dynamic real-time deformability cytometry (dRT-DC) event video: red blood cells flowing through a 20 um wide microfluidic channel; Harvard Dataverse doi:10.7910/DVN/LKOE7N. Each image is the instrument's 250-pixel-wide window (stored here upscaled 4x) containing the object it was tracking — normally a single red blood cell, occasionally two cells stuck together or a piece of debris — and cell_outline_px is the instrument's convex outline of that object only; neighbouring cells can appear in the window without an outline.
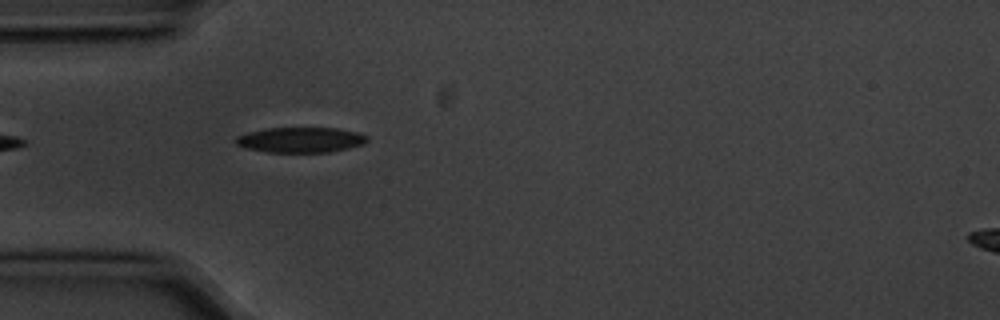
{"species": "common noctule bat (a hibernating species)", "species_latin": "Nyctalus noctula", "temperature_condition": "cold", "stored_images_in_passage": 5, "camera_frame_rate_fps": 3000, "um_per_image_px": 0.085, "animal": {"sex": "male", "body_mass_g": 20.1, "forearm_length_mm": 53.5}, "frame": {"image": 1, "passage_image": 5, "time_ms": 1.333, "image_size_px": [1000, 320], "cell_outline_px": [[368, 140], [364, 144], [332, 152], [268, 152], [244, 148], [236, 144], [236, 136], [248, 132], [268, 128], [336, 128], [356, 132], [368, 136]], "centroid_in_image_um": [25.55, 11.89], "position_along_channel_um": 59.4, "area_um2": 19.36}}